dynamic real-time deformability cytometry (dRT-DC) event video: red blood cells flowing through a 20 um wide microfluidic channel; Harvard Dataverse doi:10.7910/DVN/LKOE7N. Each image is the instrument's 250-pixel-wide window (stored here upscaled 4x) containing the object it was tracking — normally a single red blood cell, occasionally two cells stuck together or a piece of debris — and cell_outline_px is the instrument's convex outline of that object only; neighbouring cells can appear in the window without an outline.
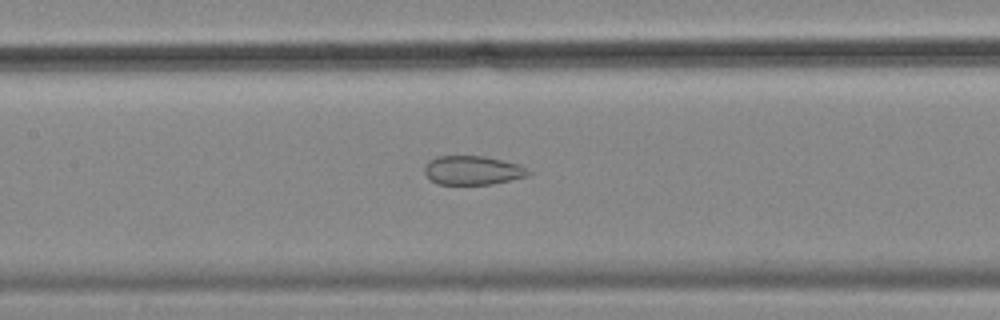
{"species": "common noctule bat (a hibernating species)", "species_latin": "Nyctalus noctula", "temperature_condition": "cold", "stored_images_in_passage": 56, "camera_frame_rate_fps": 3000, "um_per_image_px": 0.085, "animal": {"sex": "female", "body_mass_g": 18.4}, "frame": {"image": 1, "passage_image": 26, "time_ms": 8.333, "image_size_px": [1000, 320], "cell_outline_px": [[532, 172], [528, 176], [492, 184], [436, 184], [424, 172], [424, 164], [428, 160], [436, 156], [484, 156], [516, 164]], "centroid_in_image_um": [40.12, 14.47], "position_along_channel_um": 167.3, "area_um2": 17.4}}
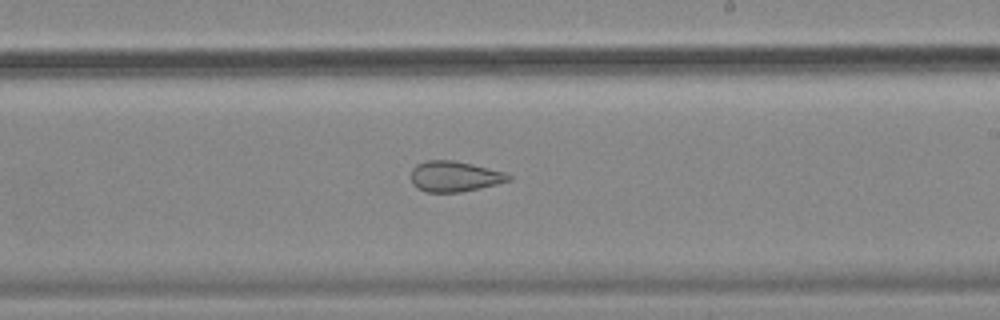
{"frame": {"image": 2, "passage_image": 33, "time_ms": 10.667, "image_size_px": [1000, 320], "cell_outline_px": [[512, 180], [480, 188], [460, 192], [428, 192], [416, 188], [412, 184], [412, 168], [416, 164], [428, 160], [452, 160], [472, 164], [504, 172], [512, 176]], "centroid_in_image_um": [38.63, 15.0], "position_along_channel_um": 250.4, "area_um2": 17.34}}
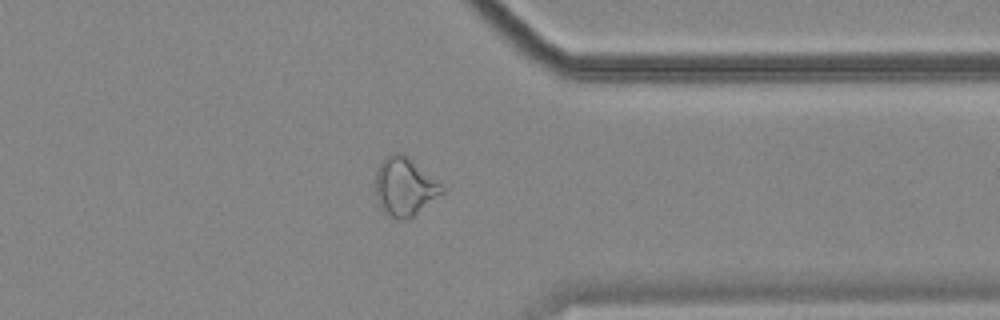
{"frame": {"image": 3, "passage_image": 44, "time_ms": 14.333, "image_size_px": [1000, 320], "cell_outline_px": [[444, 192], [408, 220], [400, 220], [392, 216], [380, 204], [376, 196], [376, 168], [392, 152], [400, 152], [440, 184], [444, 188]], "centroid_in_image_um": [34.38, 15.88], "position_along_channel_um": 377.0, "area_um2": 21.68}, "authors_computed_cell_mechanics": {"area_um2": 23.987, "velocity_mm_per_s": 3.5763, "shape_relaxation_time_tau1_ms": null, "shape_relaxation_time_tau2_ms": 2.545, "deformation_change_tau1": null, "deformation_change_tau2": 0.1057}}